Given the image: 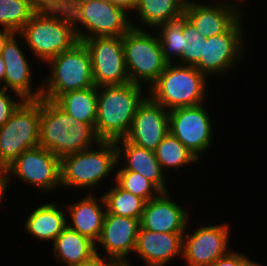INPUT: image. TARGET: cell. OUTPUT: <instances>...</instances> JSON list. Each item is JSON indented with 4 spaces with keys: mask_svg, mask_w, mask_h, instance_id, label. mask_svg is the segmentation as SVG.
<instances>
[{
    "mask_svg": "<svg viewBox=\"0 0 267 266\" xmlns=\"http://www.w3.org/2000/svg\"><path fill=\"white\" fill-rule=\"evenodd\" d=\"M99 141L90 125L74 119L54 101L40 98L39 146L61 159L92 148Z\"/></svg>",
    "mask_w": 267,
    "mask_h": 266,
    "instance_id": "6da1fadb",
    "label": "cell"
},
{
    "mask_svg": "<svg viewBox=\"0 0 267 266\" xmlns=\"http://www.w3.org/2000/svg\"><path fill=\"white\" fill-rule=\"evenodd\" d=\"M36 11L32 0H0V26L19 33Z\"/></svg>",
    "mask_w": 267,
    "mask_h": 266,
    "instance_id": "f1b7e54d",
    "label": "cell"
},
{
    "mask_svg": "<svg viewBox=\"0 0 267 266\" xmlns=\"http://www.w3.org/2000/svg\"><path fill=\"white\" fill-rule=\"evenodd\" d=\"M16 35L13 33L1 49V56L5 64L3 87L15 93L17 99L39 100L42 98V87L32 90V69L25 53L17 44Z\"/></svg>",
    "mask_w": 267,
    "mask_h": 266,
    "instance_id": "2e32d148",
    "label": "cell"
},
{
    "mask_svg": "<svg viewBox=\"0 0 267 266\" xmlns=\"http://www.w3.org/2000/svg\"><path fill=\"white\" fill-rule=\"evenodd\" d=\"M53 253L57 261L65 266H76L96 253L95 243L66 226L53 242Z\"/></svg>",
    "mask_w": 267,
    "mask_h": 266,
    "instance_id": "cb8c5ba5",
    "label": "cell"
},
{
    "mask_svg": "<svg viewBox=\"0 0 267 266\" xmlns=\"http://www.w3.org/2000/svg\"><path fill=\"white\" fill-rule=\"evenodd\" d=\"M93 147L94 150L89 148L60 159L61 186L96 187L115 169L118 164L115 141L100 140Z\"/></svg>",
    "mask_w": 267,
    "mask_h": 266,
    "instance_id": "5b68a950",
    "label": "cell"
},
{
    "mask_svg": "<svg viewBox=\"0 0 267 266\" xmlns=\"http://www.w3.org/2000/svg\"><path fill=\"white\" fill-rule=\"evenodd\" d=\"M208 77L195 66L167 64L157 81L148 88V95L165 109L202 104Z\"/></svg>",
    "mask_w": 267,
    "mask_h": 266,
    "instance_id": "277c9868",
    "label": "cell"
},
{
    "mask_svg": "<svg viewBox=\"0 0 267 266\" xmlns=\"http://www.w3.org/2000/svg\"><path fill=\"white\" fill-rule=\"evenodd\" d=\"M112 266H132L128 261H115Z\"/></svg>",
    "mask_w": 267,
    "mask_h": 266,
    "instance_id": "b9f144b4",
    "label": "cell"
},
{
    "mask_svg": "<svg viewBox=\"0 0 267 266\" xmlns=\"http://www.w3.org/2000/svg\"><path fill=\"white\" fill-rule=\"evenodd\" d=\"M83 42L91 57L92 74L96 87L130 82L122 37H92Z\"/></svg>",
    "mask_w": 267,
    "mask_h": 266,
    "instance_id": "8fae6325",
    "label": "cell"
},
{
    "mask_svg": "<svg viewBox=\"0 0 267 266\" xmlns=\"http://www.w3.org/2000/svg\"><path fill=\"white\" fill-rule=\"evenodd\" d=\"M69 13L82 42L92 37H122L132 28L127 12L105 0H73Z\"/></svg>",
    "mask_w": 267,
    "mask_h": 266,
    "instance_id": "ba28073f",
    "label": "cell"
},
{
    "mask_svg": "<svg viewBox=\"0 0 267 266\" xmlns=\"http://www.w3.org/2000/svg\"><path fill=\"white\" fill-rule=\"evenodd\" d=\"M114 179L120 188L143 198L146 202L162 193L143 175L134 171L125 170L123 167L118 170Z\"/></svg>",
    "mask_w": 267,
    "mask_h": 266,
    "instance_id": "4dcf8cb0",
    "label": "cell"
},
{
    "mask_svg": "<svg viewBox=\"0 0 267 266\" xmlns=\"http://www.w3.org/2000/svg\"><path fill=\"white\" fill-rule=\"evenodd\" d=\"M242 17L224 34L203 40L200 61L195 67L204 75H222L230 71L245 54ZM244 44V45H243Z\"/></svg>",
    "mask_w": 267,
    "mask_h": 266,
    "instance_id": "7c38bea8",
    "label": "cell"
},
{
    "mask_svg": "<svg viewBox=\"0 0 267 266\" xmlns=\"http://www.w3.org/2000/svg\"><path fill=\"white\" fill-rule=\"evenodd\" d=\"M13 34V32L9 29L2 28L0 31V52L3 48L5 42L8 40V38Z\"/></svg>",
    "mask_w": 267,
    "mask_h": 266,
    "instance_id": "74e56055",
    "label": "cell"
},
{
    "mask_svg": "<svg viewBox=\"0 0 267 266\" xmlns=\"http://www.w3.org/2000/svg\"><path fill=\"white\" fill-rule=\"evenodd\" d=\"M40 99L25 100L0 127V172L24 151L39 146Z\"/></svg>",
    "mask_w": 267,
    "mask_h": 266,
    "instance_id": "9c48e42d",
    "label": "cell"
},
{
    "mask_svg": "<svg viewBox=\"0 0 267 266\" xmlns=\"http://www.w3.org/2000/svg\"><path fill=\"white\" fill-rule=\"evenodd\" d=\"M0 88V127L3 126L17 108L25 101L24 99H13L7 94L8 90L1 86Z\"/></svg>",
    "mask_w": 267,
    "mask_h": 266,
    "instance_id": "d6a6232c",
    "label": "cell"
},
{
    "mask_svg": "<svg viewBox=\"0 0 267 266\" xmlns=\"http://www.w3.org/2000/svg\"><path fill=\"white\" fill-rule=\"evenodd\" d=\"M8 184H7V179L5 176L4 172H0V202L2 201V197L4 196L3 194H5V190L7 189Z\"/></svg>",
    "mask_w": 267,
    "mask_h": 266,
    "instance_id": "f35d334b",
    "label": "cell"
},
{
    "mask_svg": "<svg viewBox=\"0 0 267 266\" xmlns=\"http://www.w3.org/2000/svg\"><path fill=\"white\" fill-rule=\"evenodd\" d=\"M154 152L163 171L169 168L179 169L199 160L171 132L165 135Z\"/></svg>",
    "mask_w": 267,
    "mask_h": 266,
    "instance_id": "83f0119b",
    "label": "cell"
},
{
    "mask_svg": "<svg viewBox=\"0 0 267 266\" xmlns=\"http://www.w3.org/2000/svg\"><path fill=\"white\" fill-rule=\"evenodd\" d=\"M118 162L124 160L125 170L140 173L151 181L162 193L169 192L165 183V174L155 152L136 146L125 138L115 140ZM122 158V159H121Z\"/></svg>",
    "mask_w": 267,
    "mask_h": 266,
    "instance_id": "44dd1931",
    "label": "cell"
},
{
    "mask_svg": "<svg viewBox=\"0 0 267 266\" xmlns=\"http://www.w3.org/2000/svg\"><path fill=\"white\" fill-rule=\"evenodd\" d=\"M49 76L42 87V98L55 101L69 91L94 87L91 57L87 46L78 41L72 48L50 59Z\"/></svg>",
    "mask_w": 267,
    "mask_h": 266,
    "instance_id": "8992f818",
    "label": "cell"
},
{
    "mask_svg": "<svg viewBox=\"0 0 267 266\" xmlns=\"http://www.w3.org/2000/svg\"><path fill=\"white\" fill-rule=\"evenodd\" d=\"M131 25L132 28L122 36L129 80L141 86L147 82L150 88L168 63L164 60L158 35L135 23Z\"/></svg>",
    "mask_w": 267,
    "mask_h": 266,
    "instance_id": "52a82bcc",
    "label": "cell"
},
{
    "mask_svg": "<svg viewBox=\"0 0 267 266\" xmlns=\"http://www.w3.org/2000/svg\"><path fill=\"white\" fill-rule=\"evenodd\" d=\"M211 122L203 103L169 110V132L198 159L212 145Z\"/></svg>",
    "mask_w": 267,
    "mask_h": 266,
    "instance_id": "4fadbf2b",
    "label": "cell"
},
{
    "mask_svg": "<svg viewBox=\"0 0 267 266\" xmlns=\"http://www.w3.org/2000/svg\"><path fill=\"white\" fill-rule=\"evenodd\" d=\"M184 233L153 232L139 227L135 253L147 266H164L182 257Z\"/></svg>",
    "mask_w": 267,
    "mask_h": 266,
    "instance_id": "ffe728a7",
    "label": "cell"
},
{
    "mask_svg": "<svg viewBox=\"0 0 267 266\" xmlns=\"http://www.w3.org/2000/svg\"><path fill=\"white\" fill-rule=\"evenodd\" d=\"M102 195L105 200L107 213L141 219L146 204L143 198L120 188L116 183Z\"/></svg>",
    "mask_w": 267,
    "mask_h": 266,
    "instance_id": "4316f807",
    "label": "cell"
},
{
    "mask_svg": "<svg viewBox=\"0 0 267 266\" xmlns=\"http://www.w3.org/2000/svg\"><path fill=\"white\" fill-rule=\"evenodd\" d=\"M169 132V111L149 95L138 105L128 134V142L155 151Z\"/></svg>",
    "mask_w": 267,
    "mask_h": 266,
    "instance_id": "9a60e30c",
    "label": "cell"
},
{
    "mask_svg": "<svg viewBox=\"0 0 267 266\" xmlns=\"http://www.w3.org/2000/svg\"><path fill=\"white\" fill-rule=\"evenodd\" d=\"M101 254L96 251L95 254H93L89 259L81 262L80 264L76 266H112V264L115 262L114 259L109 257H102Z\"/></svg>",
    "mask_w": 267,
    "mask_h": 266,
    "instance_id": "d590c367",
    "label": "cell"
},
{
    "mask_svg": "<svg viewBox=\"0 0 267 266\" xmlns=\"http://www.w3.org/2000/svg\"><path fill=\"white\" fill-rule=\"evenodd\" d=\"M141 87L131 82L97 87L94 130L100 140L115 141L128 134L138 105L146 97Z\"/></svg>",
    "mask_w": 267,
    "mask_h": 266,
    "instance_id": "7a4b0ae2",
    "label": "cell"
},
{
    "mask_svg": "<svg viewBox=\"0 0 267 266\" xmlns=\"http://www.w3.org/2000/svg\"><path fill=\"white\" fill-rule=\"evenodd\" d=\"M211 266H244V255L230 251L217 259Z\"/></svg>",
    "mask_w": 267,
    "mask_h": 266,
    "instance_id": "e575fe53",
    "label": "cell"
},
{
    "mask_svg": "<svg viewBox=\"0 0 267 266\" xmlns=\"http://www.w3.org/2000/svg\"><path fill=\"white\" fill-rule=\"evenodd\" d=\"M117 7L122 8L125 12L133 11L136 9L139 0H105Z\"/></svg>",
    "mask_w": 267,
    "mask_h": 266,
    "instance_id": "8d00e7d4",
    "label": "cell"
},
{
    "mask_svg": "<svg viewBox=\"0 0 267 266\" xmlns=\"http://www.w3.org/2000/svg\"><path fill=\"white\" fill-rule=\"evenodd\" d=\"M229 231L227 223L203 225L191 235L186 227L183 234L182 258L187 266H211L217 259L229 253Z\"/></svg>",
    "mask_w": 267,
    "mask_h": 266,
    "instance_id": "5bb4252c",
    "label": "cell"
},
{
    "mask_svg": "<svg viewBox=\"0 0 267 266\" xmlns=\"http://www.w3.org/2000/svg\"><path fill=\"white\" fill-rule=\"evenodd\" d=\"M4 173L7 184L13 175L44 192L61 187L60 158L41 146L22 152Z\"/></svg>",
    "mask_w": 267,
    "mask_h": 266,
    "instance_id": "30bf717a",
    "label": "cell"
},
{
    "mask_svg": "<svg viewBox=\"0 0 267 266\" xmlns=\"http://www.w3.org/2000/svg\"><path fill=\"white\" fill-rule=\"evenodd\" d=\"M159 28L160 32H158L157 35L160 41L164 60L168 64H173V57L175 58L176 56L177 59H180L183 54L182 16L177 20L159 25L157 29Z\"/></svg>",
    "mask_w": 267,
    "mask_h": 266,
    "instance_id": "f546056e",
    "label": "cell"
},
{
    "mask_svg": "<svg viewBox=\"0 0 267 266\" xmlns=\"http://www.w3.org/2000/svg\"><path fill=\"white\" fill-rule=\"evenodd\" d=\"M18 35L46 64L79 41L69 11L62 10H37Z\"/></svg>",
    "mask_w": 267,
    "mask_h": 266,
    "instance_id": "3957f363",
    "label": "cell"
},
{
    "mask_svg": "<svg viewBox=\"0 0 267 266\" xmlns=\"http://www.w3.org/2000/svg\"><path fill=\"white\" fill-rule=\"evenodd\" d=\"M236 7L235 2L232 5L223 0L215 5L187 0L184 15L201 35L209 38L226 33L241 18L242 12Z\"/></svg>",
    "mask_w": 267,
    "mask_h": 266,
    "instance_id": "e0dca14e",
    "label": "cell"
},
{
    "mask_svg": "<svg viewBox=\"0 0 267 266\" xmlns=\"http://www.w3.org/2000/svg\"><path fill=\"white\" fill-rule=\"evenodd\" d=\"M169 197V192H164L146 202L140 219L141 228L153 232L185 233L188 213Z\"/></svg>",
    "mask_w": 267,
    "mask_h": 266,
    "instance_id": "d6986e66",
    "label": "cell"
},
{
    "mask_svg": "<svg viewBox=\"0 0 267 266\" xmlns=\"http://www.w3.org/2000/svg\"><path fill=\"white\" fill-rule=\"evenodd\" d=\"M183 27V54L179 59L180 65L195 66L201 59L203 40L206 38L201 35L195 25L185 16H182Z\"/></svg>",
    "mask_w": 267,
    "mask_h": 266,
    "instance_id": "1f68e13d",
    "label": "cell"
},
{
    "mask_svg": "<svg viewBox=\"0 0 267 266\" xmlns=\"http://www.w3.org/2000/svg\"><path fill=\"white\" fill-rule=\"evenodd\" d=\"M187 0H139L135 11L149 28L179 19L184 15Z\"/></svg>",
    "mask_w": 267,
    "mask_h": 266,
    "instance_id": "484cf974",
    "label": "cell"
},
{
    "mask_svg": "<svg viewBox=\"0 0 267 266\" xmlns=\"http://www.w3.org/2000/svg\"><path fill=\"white\" fill-rule=\"evenodd\" d=\"M140 220L105 214L101 235L97 241L115 261H128V254L135 251Z\"/></svg>",
    "mask_w": 267,
    "mask_h": 266,
    "instance_id": "ac0fdd59",
    "label": "cell"
},
{
    "mask_svg": "<svg viewBox=\"0 0 267 266\" xmlns=\"http://www.w3.org/2000/svg\"><path fill=\"white\" fill-rule=\"evenodd\" d=\"M68 208L72 223L68 224L67 221V226L93 241L97 251V241L101 235L106 214V204L103 195H101L100 201H97V198L93 197V195H87L79 201L72 203Z\"/></svg>",
    "mask_w": 267,
    "mask_h": 266,
    "instance_id": "7402d4cb",
    "label": "cell"
},
{
    "mask_svg": "<svg viewBox=\"0 0 267 266\" xmlns=\"http://www.w3.org/2000/svg\"><path fill=\"white\" fill-rule=\"evenodd\" d=\"M244 266H261L259 263L252 261L247 255L244 256Z\"/></svg>",
    "mask_w": 267,
    "mask_h": 266,
    "instance_id": "60d3db41",
    "label": "cell"
},
{
    "mask_svg": "<svg viewBox=\"0 0 267 266\" xmlns=\"http://www.w3.org/2000/svg\"><path fill=\"white\" fill-rule=\"evenodd\" d=\"M4 76H5V64L0 54V83L4 82Z\"/></svg>",
    "mask_w": 267,
    "mask_h": 266,
    "instance_id": "ab89813d",
    "label": "cell"
},
{
    "mask_svg": "<svg viewBox=\"0 0 267 266\" xmlns=\"http://www.w3.org/2000/svg\"><path fill=\"white\" fill-rule=\"evenodd\" d=\"M37 10H62L69 11L73 0H32Z\"/></svg>",
    "mask_w": 267,
    "mask_h": 266,
    "instance_id": "836d02e7",
    "label": "cell"
},
{
    "mask_svg": "<svg viewBox=\"0 0 267 266\" xmlns=\"http://www.w3.org/2000/svg\"><path fill=\"white\" fill-rule=\"evenodd\" d=\"M65 214L56 203H45L27 216L24 229L34 238L54 242L67 226L68 218Z\"/></svg>",
    "mask_w": 267,
    "mask_h": 266,
    "instance_id": "603a6c76",
    "label": "cell"
},
{
    "mask_svg": "<svg viewBox=\"0 0 267 266\" xmlns=\"http://www.w3.org/2000/svg\"><path fill=\"white\" fill-rule=\"evenodd\" d=\"M97 87L69 91L54 102L74 119L87 123L93 129L97 117Z\"/></svg>",
    "mask_w": 267,
    "mask_h": 266,
    "instance_id": "d4e9b609",
    "label": "cell"
}]
</instances>
